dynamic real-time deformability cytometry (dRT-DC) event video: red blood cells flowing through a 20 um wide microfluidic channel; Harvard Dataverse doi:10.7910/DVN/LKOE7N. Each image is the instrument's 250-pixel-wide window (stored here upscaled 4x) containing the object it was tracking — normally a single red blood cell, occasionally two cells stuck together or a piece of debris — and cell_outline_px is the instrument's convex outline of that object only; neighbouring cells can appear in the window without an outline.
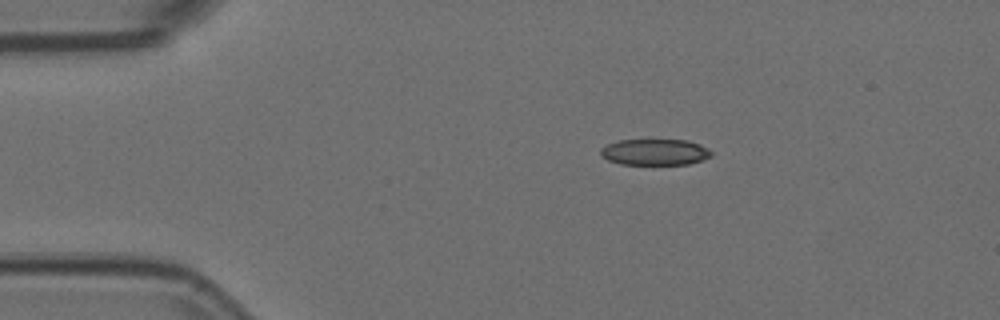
{"species": "Egyptian fruit bat (a non-hibernating species)", "species_latin": "Rousettus aegyptiacus", "temperature_condition": "room temperature", "stored_images_in_passage": 45, "camera_frame_rate_fps": 3000, "um_per_image_px": 0.085, "animal": {"sex": "female"}, "frame": {"image": 1, "passage_image": 1, "time_ms": 0.0, "image_size_px": [1000, 320], "cell_outline_px": [[712, 156], [688, 164], [620, 164], [608, 160], [600, 152], [600, 148], [608, 144], [620, 140], [688, 140], [700, 144], [708, 148], [712, 152]], "centroid_in_image_um": [55.68, 12.92], "position_along_channel_um": 29.3, "area_um2": 16.76}}
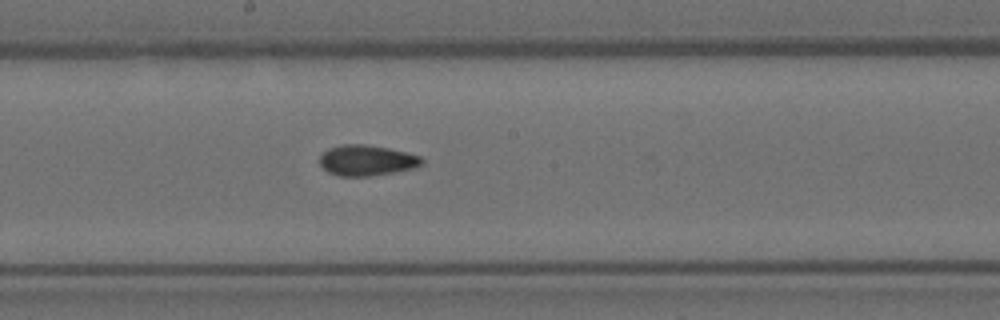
{"frame": {"image": 2, "passage_image": 20, "time_ms": 6.333, "image_size_px": [1000, 320], "cell_outline_px": [[424, 164], [416, 168], [372, 176], [340, 176], [328, 172], [320, 164], [320, 156], [328, 148], [344, 144], [364, 144], [388, 148], [420, 156], [424, 160]], "centroid_in_image_um": [31.19, 13.64], "position_along_channel_um": 217.0, "area_um2": 18.26}}
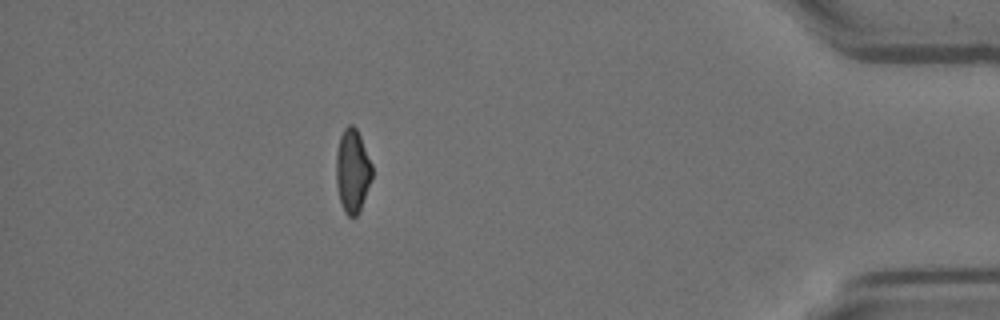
{"frame": {"image": 3, "passage_image": 39, "time_ms": 12.667, "image_size_px": [1000, 320], "cell_outline_px": [[372, 176], [360, 212], [356, 216], [348, 216], [344, 212], [340, 200], [336, 184], [336, 152], [340, 136], [344, 128], [348, 124], [352, 124], [356, 128], [360, 136], [372, 164]], "centroid_in_image_um": [29.95, 14.52], "position_along_channel_um": 405.2, "area_um2": 17.51}, "authors_computed_cell_mechanics": {"area_um2": 17.9758, "velocity_mm_per_s": 3.7658, "shape_relaxation_time_tau1_ms": null, "shape_relaxation_time_tau2_ms": 2.7684, "deformation_change_tau1": null, "deformation_change_tau2": 0.0846}}